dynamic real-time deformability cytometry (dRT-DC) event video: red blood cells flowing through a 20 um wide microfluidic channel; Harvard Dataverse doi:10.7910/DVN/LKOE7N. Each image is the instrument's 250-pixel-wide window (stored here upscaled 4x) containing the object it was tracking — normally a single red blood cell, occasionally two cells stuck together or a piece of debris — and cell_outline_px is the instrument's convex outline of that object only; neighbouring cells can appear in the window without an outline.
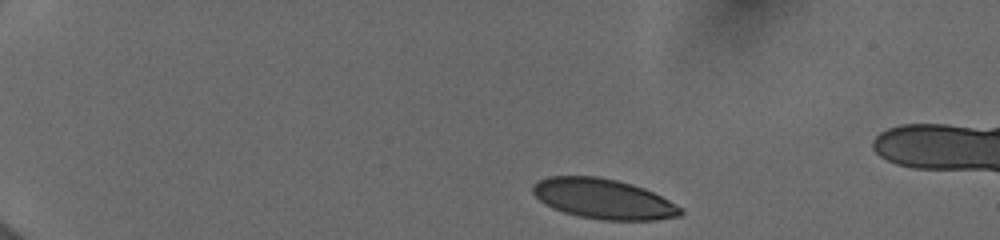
{"species": "human", "species_latin": "Homo sapiens", "temperature_condition": "cold", "stored_images_in_passage": 43, "camera_frame_rate_fps": 3000, "um_per_image_px": 0.085, "donor": {"sex": "female"}, "frame": {"image": 1, "passage_image": 1, "time_ms": 0.0, "image_size_px": [1000, 240], "cell_outline_px": [[684, 212], [680, 216], [656, 220], [600, 220], [580, 216], [564, 212], [552, 208], [544, 204], [532, 192], [532, 184], [548, 176], [596, 176], [616, 180], [632, 184], [644, 188], [668, 200], [680, 208]], "centroid_in_image_um": [51.26, 16.9], "position_along_channel_um": 33.7, "area_um2": 34.39}}
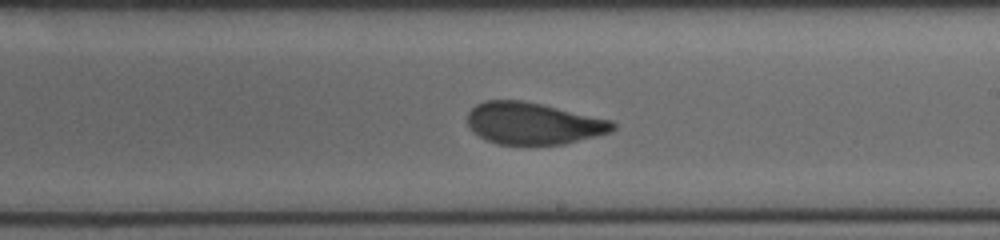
{"frame": {"image": 2, "passage_image": 24, "time_ms": 7.667, "image_size_px": [1000, 240], "cell_outline_px": [[616, 128], [612, 132], [564, 144], [496, 144], [484, 140], [472, 132], [468, 124], [468, 112], [476, 104], [484, 100], [524, 100], [612, 120], [616, 124]], "centroid_in_image_um": [45.31, 10.49], "position_along_channel_um": 243.7, "area_um2": 35.66}}
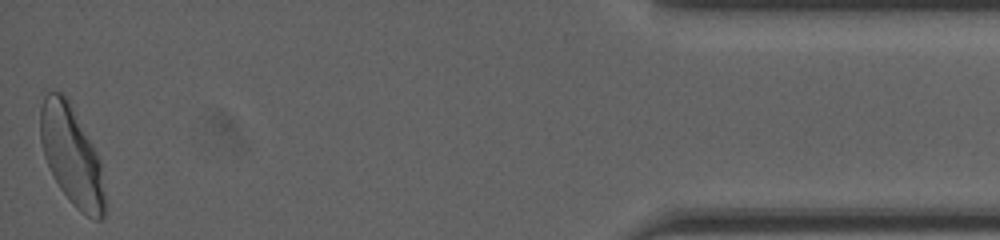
{"frame": {"image": 3, "passage_image": 43, "time_ms": 14.0, "image_size_px": [1000, 240], "cell_outline_px": [[104, 216], [100, 220], [96, 220], [80, 212], [72, 204], [60, 188], [52, 176], [44, 156], [40, 140], [40, 108], [44, 96], [48, 92], [60, 92], [68, 100], [92, 144], [100, 160], [104, 196]], "centroid_in_image_um": [6.06, 13.24], "position_along_channel_um": 429.1, "area_um2": 36.76}, "authors_computed_cell_mechanics": {"area_um2": 36.0094, "velocity_mm_per_s": 3.9799, "shape_relaxation_time_tau1_ms": 3.6522, "shape_relaxation_time_tau2_ms": 1.0265, "deformation_change_tau1": 0.1398, "deformation_change_tau2": 0.0578}}